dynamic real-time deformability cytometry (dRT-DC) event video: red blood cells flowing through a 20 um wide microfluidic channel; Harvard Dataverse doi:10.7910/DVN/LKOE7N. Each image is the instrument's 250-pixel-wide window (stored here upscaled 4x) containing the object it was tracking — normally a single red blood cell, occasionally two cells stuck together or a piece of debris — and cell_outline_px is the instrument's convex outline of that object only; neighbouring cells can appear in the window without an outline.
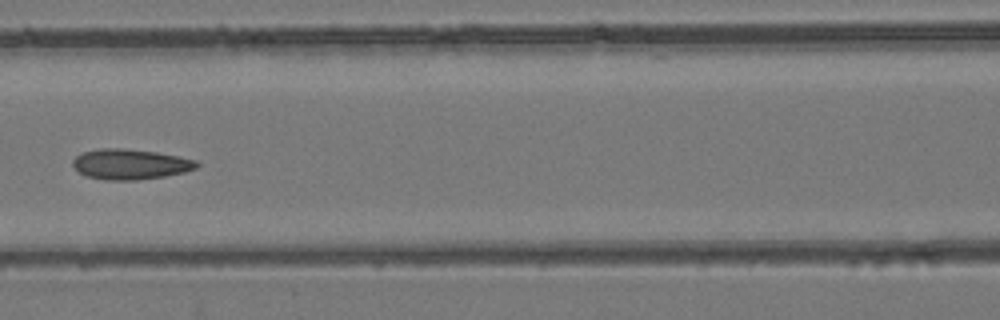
{"species": "common noctule bat (a hibernating species)", "species_latin": "Nyctalus noctula", "temperature_condition": "room temperature", "stored_images_in_passage": 8, "camera_frame_rate_fps": 3000, "um_per_image_px": 0.085, "animal": {"sex": "female", "body_mass_g": 24.6, "forearm_length_mm": 56.2}, "frame": {"image": 1, "passage_image": 7, "time_ms": 7.667, "image_size_px": [1000, 320], "cell_outline_px": [[200, 164], [196, 168], [184, 172], [164, 176], [136, 180], [104, 180], [84, 176], [72, 164], [72, 160], [76, 156], [84, 152], [100, 148], [120, 148], [156, 152], [196, 160]], "centroid_in_image_um": [11.05, 13.96], "position_along_channel_um": 155.5, "area_um2": 21.79}}
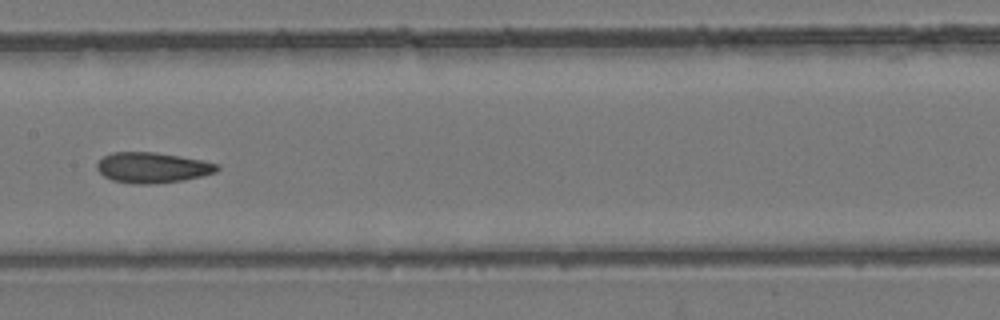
{"frame": {"image": 2, "passage_image": 8, "time_ms": 8.667, "image_size_px": [1000, 320], "cell_outline_px": [[220, 168], [216, 172], [184, 180], [152, 184], [136, 184], [112, 180], [104, 176], [96, 168], [96, 164], [104, 156], [112, 152], [156, 152], [180, 156], [220, 164]], "centroid_in_image_um": [12.95, 14.24], "position_along_channel_um": 194.4, "area_um2": 21.33}}